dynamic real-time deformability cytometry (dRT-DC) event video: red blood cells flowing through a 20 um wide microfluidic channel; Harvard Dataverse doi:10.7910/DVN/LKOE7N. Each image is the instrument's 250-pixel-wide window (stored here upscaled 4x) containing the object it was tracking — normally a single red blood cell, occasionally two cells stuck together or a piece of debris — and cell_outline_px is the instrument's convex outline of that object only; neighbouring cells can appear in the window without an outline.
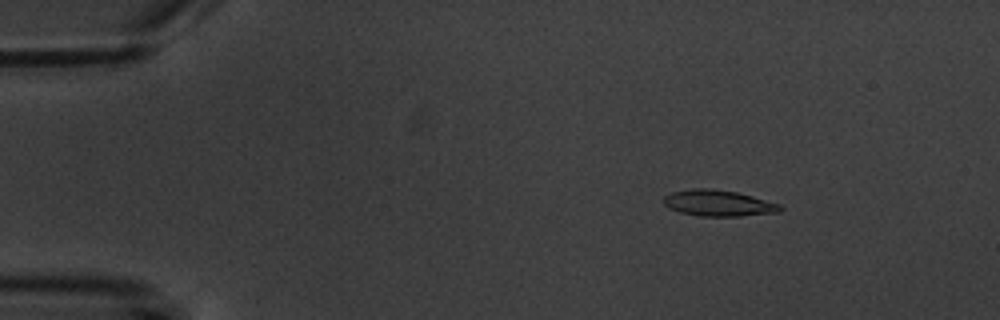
{"species": "common noctule bat (a hibernating species)", "species_latin": "Nyctalus noctula", "temperature_condition": "warm", "stored_images_in_passage": 6, "camera_frame_rate_fps": 3000, "um_per_image_px": 0.085, "animal": {"sex": "male", "body_mass_g": 20.1, "forearm_length_mm": 53.5}, "frame": {"image": 1, "passage_image": 2, "time_ms": 1.0, "image_size_px": [1000, 320], "cell_outline_px": [[784, 208], [780, 212], [740, 216], [700, 216], [680, 212], [668, 208], [664, 204], [664, 196], [672, 192], [692, 188], [708, 188], [736, 192], [752, 196], [780, 204]], "centroid_in_image_um": [61.06, 17.27], "position_along_channel_um": 23.9, "area_um2": 17.74}}
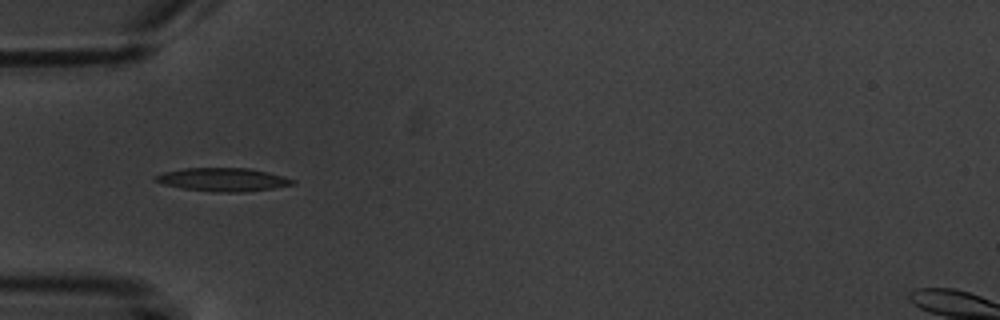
{"frame": {"image": 2, "passage_image": 5, "time_ms": 4.333, "image_size_px": [1000, 320], "cell_outline_px": [[296, 184], [272, 188], [244, 192], [212, 192], [184, 188], [164, 184], [152, 180], [152, 176], [164, 172], [184, 168], [248, 168], [268, 172], [284, 176], [296, 180]], "centroid_in_image_um": [18.95, 15.26], "position_along_channel_um": 66.1, "area_um2": 18.73}}